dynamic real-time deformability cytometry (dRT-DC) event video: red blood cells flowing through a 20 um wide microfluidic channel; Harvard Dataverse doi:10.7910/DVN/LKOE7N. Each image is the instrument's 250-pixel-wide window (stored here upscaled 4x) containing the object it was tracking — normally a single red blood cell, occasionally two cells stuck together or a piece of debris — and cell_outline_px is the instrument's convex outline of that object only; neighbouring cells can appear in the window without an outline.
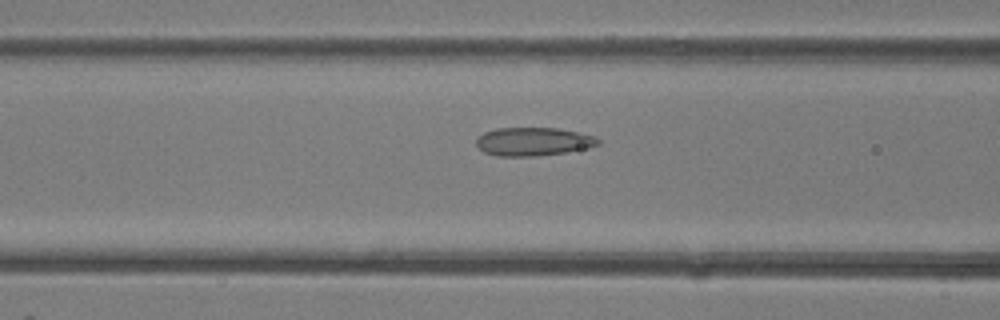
{"species": "common noctule bat (a hibernating species)", "species_latin": "Nyctalus noctula", "temperature_condition": "room temperature", "stored_images_in_passage": 38, "camera_frame_rate_fps": 3000, "um_per_image_px": 0.085, "animal": {"sex": "female"}, "frame": {"image": 1, "passage_image": 16, "time_ms": 5.0, "image_size_px": [1000, 320], "cell_outline_px": [[600, 144], [588, 148], [564, 152], [536, 156], [496, 156], [484, 152], [476, 144], [476, 136], [484, 132], [496, 128], [556, 128], [596, 136], [600, 140]], "centroid_in_image_um": [45.31, 12.03], "position_along_channel_um": 121.3, "area_um2": 20.17}}
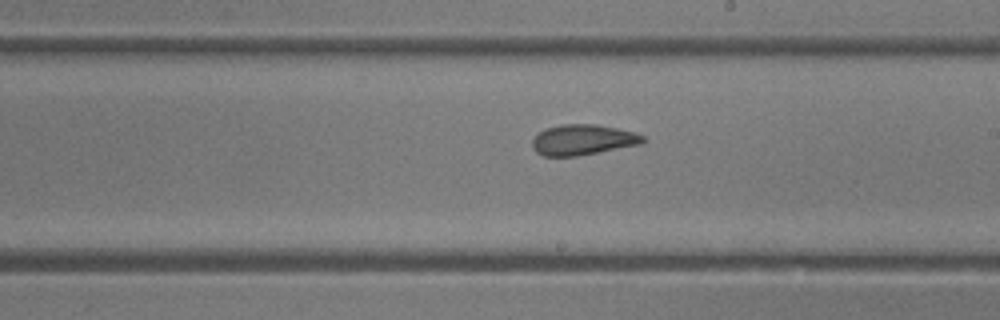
{"frame": {"image": 2, "passage_image": 23, "time_ms": 7.333, "image_size_px": [1000, 320], "cell_outline_px": [[644, 140], [640, 144], [576, 156], [544, 156], [536, 152], [532, 148], [532, 140], [544, 128], [560, 124], [596, 124], [616, 128], [632, 132], [644, 136]], "centroid_in_image_um": [49.48, 11.87], "position_along_channel_um": 239.5, "area_um2": 19.48}}
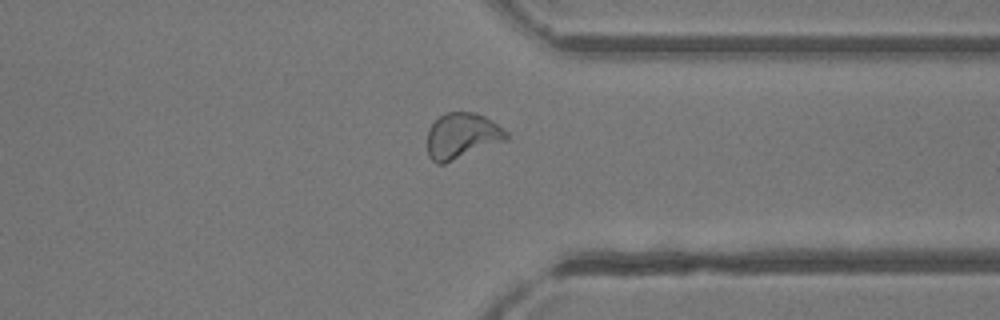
{"frame": {"image": 3, "passage_image": 31, "time_ms": 10.0, "image_size_px": [1000, 320], "cell_outline_px": [[508, 140], [444, 164], [436, 164], [428, 156], [428, 128], [440, 116], [448, 112], [476, 112], [484, 116], [504, 128], [508, 132]], "centroid_in_image_um": [39.29, 11.56], "position_along_channel_um": 372.1, "area_um2": 21.21}}